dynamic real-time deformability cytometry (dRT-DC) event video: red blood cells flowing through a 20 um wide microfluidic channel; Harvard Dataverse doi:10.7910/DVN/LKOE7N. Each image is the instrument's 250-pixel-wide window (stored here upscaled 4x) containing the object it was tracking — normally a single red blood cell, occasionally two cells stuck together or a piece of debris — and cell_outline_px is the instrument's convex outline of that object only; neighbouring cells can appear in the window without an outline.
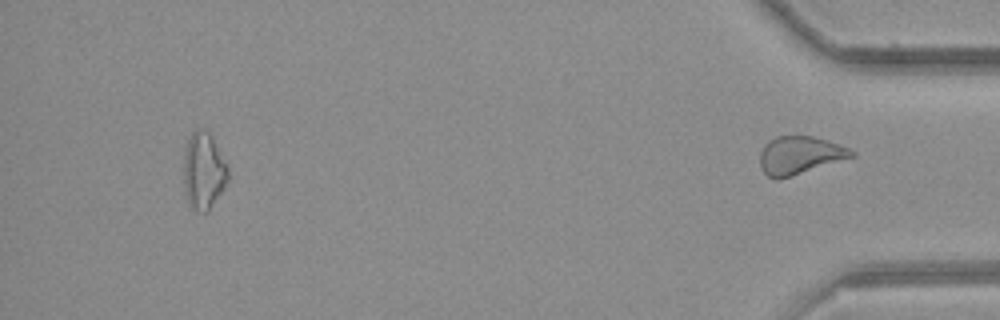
{"species": "common noctule bat (a hibernating species)", "species_latin": "Nyctalus noctula", "temperature_condition": "room temperature", "stored_images_in_passage": 43, "segment_of_instrument_passage": [2, 2], "camera_frame_rate_fps": 3000, "um_per_image_px": 0.085, "animal": {"sex": "female", "body_mass_g": 21.9}, "frame": {"image": 1, "passage_image": 43, "time_ms": 14.0, "image_size_px": [1000, 320], "cell_outline_px": [[856, 156], [792, 176], [776, 180], [768, 176], [760, 168], [760, 152], [764, 144], [768, 140], [776, 136], [812, 136], [828, 140], [848, 148], [856, 152]], "centroid_in_image_um": [67.97, 13.2], "position_along_channel_um": 367.2, "area_um2": 20.4}}